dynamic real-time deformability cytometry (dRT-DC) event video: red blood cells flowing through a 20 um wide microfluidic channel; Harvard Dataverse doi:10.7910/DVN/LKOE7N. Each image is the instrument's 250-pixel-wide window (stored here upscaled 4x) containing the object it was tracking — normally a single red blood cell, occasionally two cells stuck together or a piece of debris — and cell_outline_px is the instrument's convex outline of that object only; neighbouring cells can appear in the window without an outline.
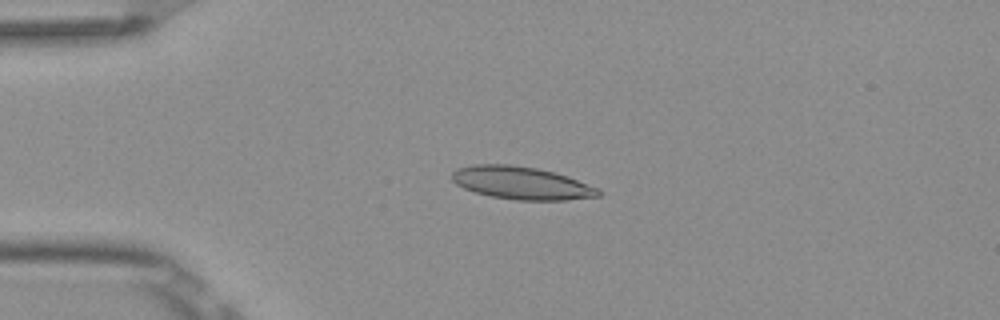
{"species": "Egyptian fruit bat (a non-hibernating species)", "species_latin": "Rousettus aegyptiacus", "temperature_condition": "room temperature", "stored_images_in_passage": 4, "camera_frame_rate_fps": 3000, "um_per_image_px": 0.085, "frame": {"image": 1, "passage_image": 3, "time_ms": 0.667, "image_size_px": [1000, 320], "cell_outline_px": [[600, 196], [564, 200], [516, 200], [492, 196], [476, 192], [464, 188], [456, 184], [452, 180], [452, 172], [456, 168], [472, 164], [508, 164], [536, 168], [556, 172], [568, 176], [600, 188]], "centroid_in_image_um": [44.33, 15.54], "position_along_channel_um": 40.7, "area_um2": 28.03}}